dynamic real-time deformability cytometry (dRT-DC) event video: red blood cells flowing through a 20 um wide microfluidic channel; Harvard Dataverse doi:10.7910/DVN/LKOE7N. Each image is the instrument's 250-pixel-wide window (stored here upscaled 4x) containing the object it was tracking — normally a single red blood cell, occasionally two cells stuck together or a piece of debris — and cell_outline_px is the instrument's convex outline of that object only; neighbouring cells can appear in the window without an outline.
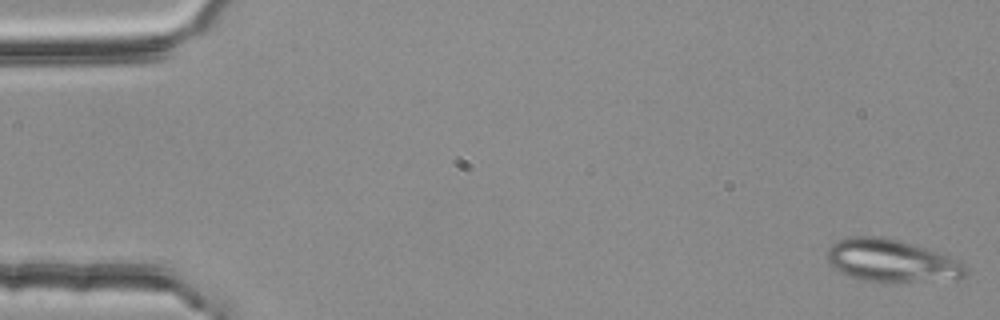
{"species": "common noctule bat (a hibernating species)", "species_latin": "Nyctalus noctula", "temperature_condition": "room temperature", "stored_images_in_passage": 53, "camera_frame_rate_fps": 3000, "um_per_image_px": 0.085, "animal": {"sex": "female", "body_mass_g": 25.1}, "frame": {"image": 1, "passage_image": 1, "time_ms": 0.0, "image_size_px": [1000, 320], "cell_outline_px": [[968, 272], [960, 280], [904, 284], [900, 284], [864, 280], [848, 276], [832, 268], [828, 264], [828, 248], [832, 244], [840, 240], [852, 236], [884, 236], [900, 240], [928, 248], [960, 260], [968, 264]], "centroid_in_image_um": [75.89, 22.21], "position_along_channel_um": 9.1, "area_um2": 35.84}}
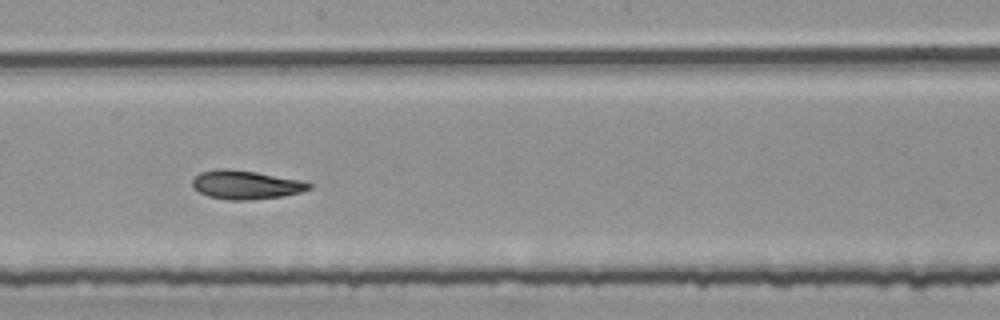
{"frame": {"image": 2, "passage_image": 30, "time_ms": 9.667, "image_size_px": [1000, 320], "cell_outline_px": [[312, 188], [300, 192], [284, 196], [252, 200], [228, 200], [208, 196], [192, 188], [192, 180], [200, 172], [216, 168], [224, 168], [256, 172], [304, 180], [312, 184]], "centroid_in_image_um": [20.91, 15.7], "position_along_channel_um": 227.3, "area_um2": 19.77}}
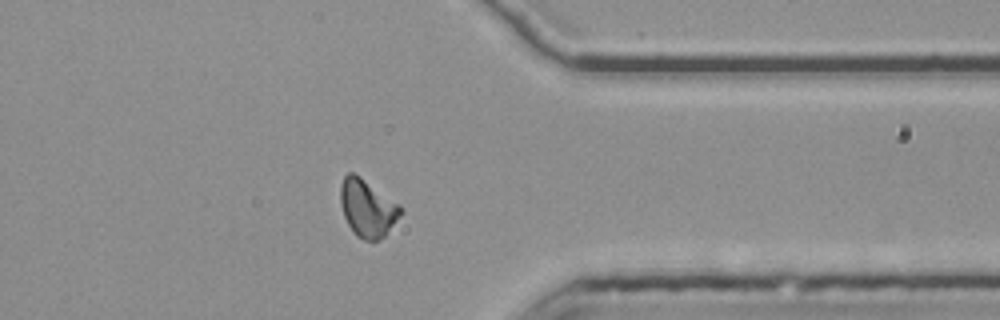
{"frame": {"image": 3, "passage_image": 43, "time_ms": 14.0, "image_size_px": [1000, 320], "cell_outline_px": [[404, 212], [384, 236], [376, 240], [364, 240], [356, 236], [352, 232], [344, 216], [340, 200], [340, 184], [344, 176], [348, 172], [352, 172], [360, 176], [400, 204], [404, 208]], "centroid_in_image_um": [31.24, 17.68], "position_along_channel_um": 380.2, "area_um2": 20.29}, "authors_computed_cell_mechanics": {"area_um2": 19.5364, "velocity_mm_per_s": 3.7575, "shape_relaxation_time_tau1_ms": 6.7151, "shape_relaxation_time_tau2_ms": 4.1114, "deformation_change_tau1": 0.1869, "deformation_change_tau2": 0.0802}}